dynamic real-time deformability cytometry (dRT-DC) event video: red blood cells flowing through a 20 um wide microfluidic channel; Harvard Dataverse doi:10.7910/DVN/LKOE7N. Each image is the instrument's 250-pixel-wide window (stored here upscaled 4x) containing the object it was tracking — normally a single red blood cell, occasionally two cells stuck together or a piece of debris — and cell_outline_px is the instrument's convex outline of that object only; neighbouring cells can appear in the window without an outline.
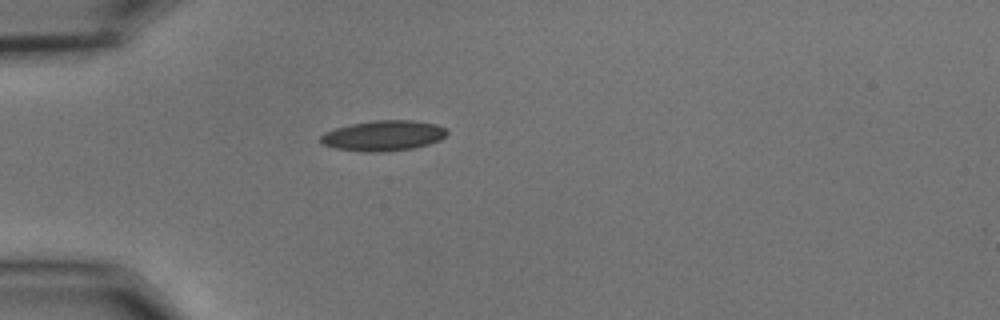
{"species": "common noctule bat (a hibernating species)", "species_latin": "Nyctalus noctula", "temperature_condition": "cold", "stored_images_in_passage": 37, "camera_frame_rate_fps": 3000, "um_per_image_px": 0.085, "animal": {"sex": "male", "body_mass_g": 15.6}, "frame": {"image": 1, "passage_image": 1, "time_ms": 0.0, "image_size_px": [1000, 320], "cell_outline_px": [[448, 132], [440, 140], [428, 144], [412, 148], [380, 152], [364, 152], [336, 148], [320, 144], [320, 136], [324, 132], [336, 128], [352, 124], [376, 120], [412, 120], [436, 124], [444, 128]], "centroid_in_image_um": [32.56, 11.53], "position_along_channel_um": 52.4, "area_um2": 22.25}}
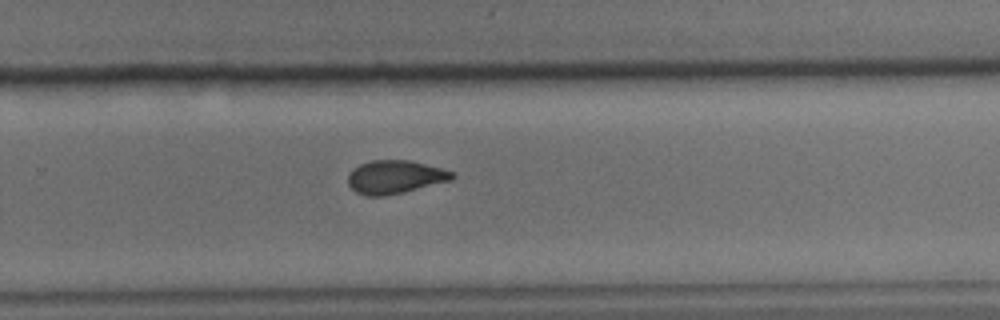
{"frame": {"image": 2, "passage_image": 22, "time_ms": 7.0, "image_size_px": [1000, 320], "cell_outline_px": [[456, 176], [452, 180], [404, 192], [384, 196], [364, 196], [356, 192], [348, 184], [348, 172], [352, 168], [360, 164], [372, 160], [408, 160], [456, 172]], "centroid_in_image_um": [33.56, 15.05], "position_along_channel_um": 296.2, "area_um2": 20.35}}
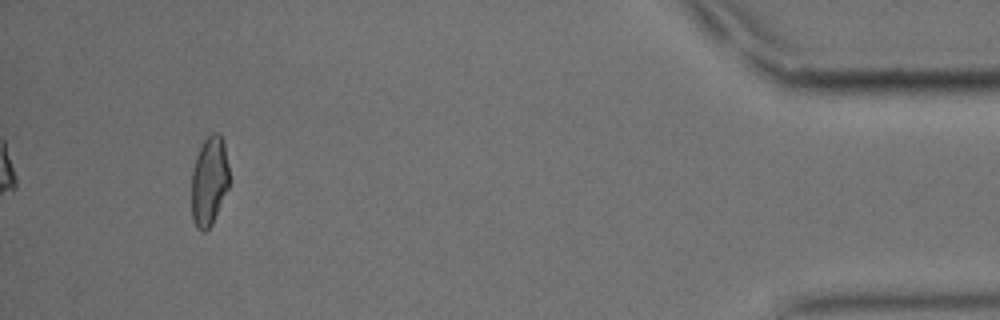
{"frame": {"image": 3, "passage_image": 37, "time_ms": 12.0, "image_size_px": [1000, 320], "cell_outline_px": [[228, 188], [212, 224], [204, 232], [196, 228], [192, 220], [192, 172], [196, 156], [204, 140], [212, 132], [220, 132], [224, 140], [228, 164]], "centroid_in_image_um": [17.78, 15.37], "position_along_channel_um": 417.4, "area_um2": 19.65}, "authors_computed_cell_mechanics": {"area_um2": 20.4034, "velocity_mm_per_s": 3.6527, "shape_relaxation_time_tau1_ms": 8.0276, "shape_relaxation_time_tau2_ms": 3.0643, "deformation_change_tau1": 0.1785, "deformation_change_tau2": 0.0704}}